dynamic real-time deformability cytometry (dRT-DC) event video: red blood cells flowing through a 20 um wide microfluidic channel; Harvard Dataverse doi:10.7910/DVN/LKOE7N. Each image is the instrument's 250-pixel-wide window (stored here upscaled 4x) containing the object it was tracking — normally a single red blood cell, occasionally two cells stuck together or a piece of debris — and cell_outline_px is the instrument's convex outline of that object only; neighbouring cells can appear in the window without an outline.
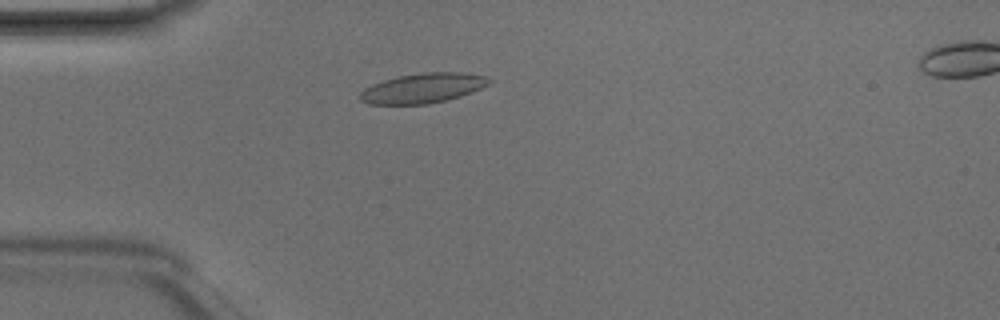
{"species": "Egyptian fruit bat (a non-hibernating species)", "species_latin": "Rousettus aegyptiacus", "temperature_condition": "room temperature", "stored_images_in_passage": 5, "camera_frame_rate_fps": 3000, "um_per_image_px": 0.085, "animal": {"sex": "male"}, "frame": {"image": 1, "passage_image": 4, "time_ms": 1.0, "image_size_px": [1000, 320], "cell_outline_px": [[492, 80], [488, 84], [480, 88], [460, 96], [428, 104], [368, 104], [360, 100], [360, 92], [364, 88], [372, 84], [396, 76], [424, 72], [460, 72], [484, 76]], "centroid_in_image_um": [35.89, 7.48], "position_along_channel_um": 49.1, "area_um2": 22.25}}